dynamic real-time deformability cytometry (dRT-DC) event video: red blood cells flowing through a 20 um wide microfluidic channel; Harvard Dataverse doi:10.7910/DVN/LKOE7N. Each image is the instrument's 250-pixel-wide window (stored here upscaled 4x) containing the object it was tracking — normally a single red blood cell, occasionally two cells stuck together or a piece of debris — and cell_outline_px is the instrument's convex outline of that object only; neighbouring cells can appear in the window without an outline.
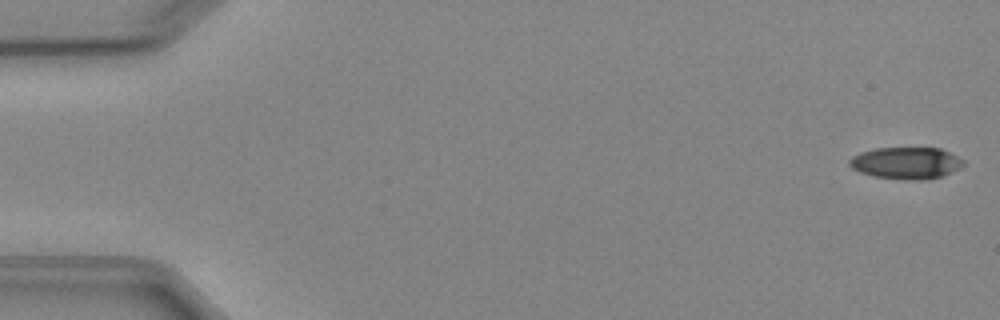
{"species": "Egyptian fruit bat (a non-hibernating species)", "species_latin": "Rousettus aegyptiacus", "temperature_condition": "cold", "stored_images_in_passage": 5, "camera_frame_rate_fps": 3000, "um_per_image_px": 0.085, "animal": {"sex": "female"}, "frame": {"image": 1, "passage_image": 1, "time_ms": 0.0, "image_size_px": [1000, 320], "cell_outline_px": [[964, 164], [960, 168], [944, 176], [924, 180], [912, 180], [876, 176], [860, 172], [852, 168], [848, 164], [848, 160], [852, 156], [860, 152], [876, 148], [940, 148], [964, 160]], "centroid_in_image_um": [77.02, 13.85], "position_along_channel_um": 8.0, "area_um2": 21.1}}